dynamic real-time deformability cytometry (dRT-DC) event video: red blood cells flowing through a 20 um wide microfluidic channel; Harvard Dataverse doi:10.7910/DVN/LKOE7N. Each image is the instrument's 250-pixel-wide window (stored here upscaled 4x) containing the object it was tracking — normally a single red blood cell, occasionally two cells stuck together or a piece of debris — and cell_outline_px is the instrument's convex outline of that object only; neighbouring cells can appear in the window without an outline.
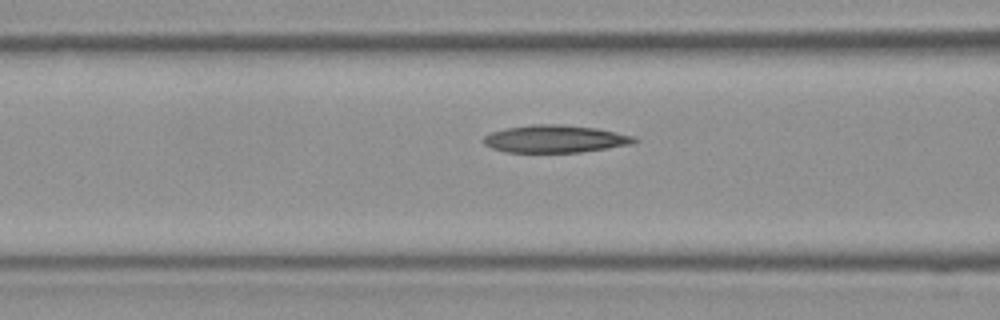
{"species": "Egyptian fruit bat (a non-hibernating species)", "species_latin": "Rousettus aegyptiacus", "temperature_condition": "room temperature", "stored_images_in_passage": 13, "camera_frame_rate_fps": 3000, "um_per_image_px": 0.085, "frame": {"image": 1, "passage_image": 11, "time_ms": 3.333, "image_size_px": [1000, 320], "cell_outline_px": [[640, 140], [632, 144], [580, 152], [504, 152], [492, 148], [484, 144], [484, 136], [492, 132], [504, 128], [532, 124], [560, 124], [596, 128], [636, 136]], "centroid_in_image_um": [47.2, 11.8], "position_along_channel_um": 119.4, "area_um2": 24.22}}